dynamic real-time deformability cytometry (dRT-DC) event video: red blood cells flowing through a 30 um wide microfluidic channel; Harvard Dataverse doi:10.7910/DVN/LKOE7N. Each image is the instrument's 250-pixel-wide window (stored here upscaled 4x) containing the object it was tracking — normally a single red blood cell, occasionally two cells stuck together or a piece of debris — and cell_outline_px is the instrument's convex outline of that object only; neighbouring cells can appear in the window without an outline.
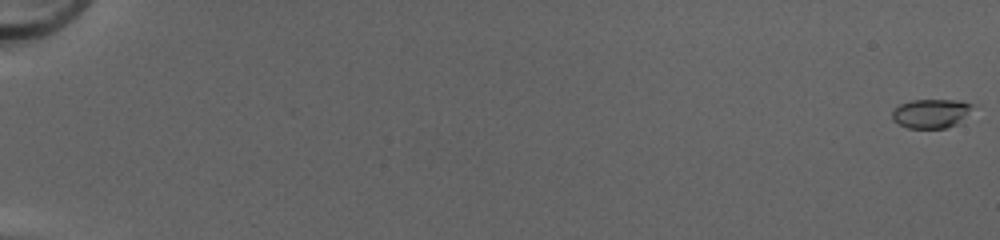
{"species": "common noctule bat (a hibernating species)", "species_latin": "Nyctalus noctula", "temperature_condition": "cold", "stored_images_in_passage": 52, "camera_frame_rate_fps": 3000, "um_per_image_px": 0.085, "animal": {"sex": "female", "body_mass_g": 20.0, "forearm_length_mm": 54.0}, "frame": {"image": 1, "passage_image": 1, "time_ms": 0.0, "image_size_px": [1000, 240], "cell_outline_px": [[976, 104], [956, 124], [948, 128], [908, 128], [892, 120], [892, 112], [900, 104], [912, 100], [960, 100]], "centroid_in_image_um": [79.14, 9.63], "position_along_channel_um": 5.9, "area_um2": 13.53}}
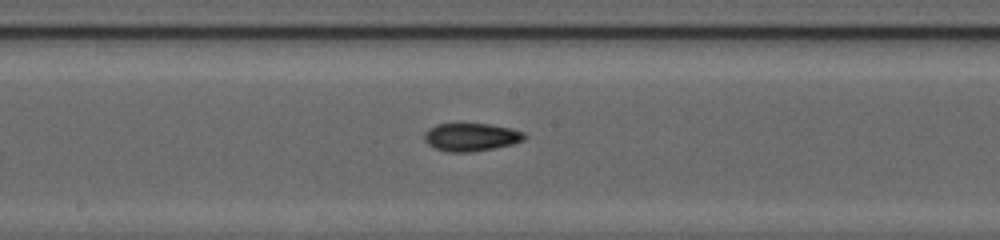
{"frame": {"image": 2, "passage_image": 31, "time_ms": 10.0, "image_size_px": [1000, 240], "cell_outline_px": [[528, 136], [524, 140], [512, 144], [472, 152], [448, 152], [436, 148], [428, 144], [424, 140], [424, 132], [428, 128], [436, 124], [488, 124], [512, 128], [524, 132]], "centroid_in_image_um": [40.05, 11.65], "position_along_channel_um": 208.2, "area_um2": 16.36}}
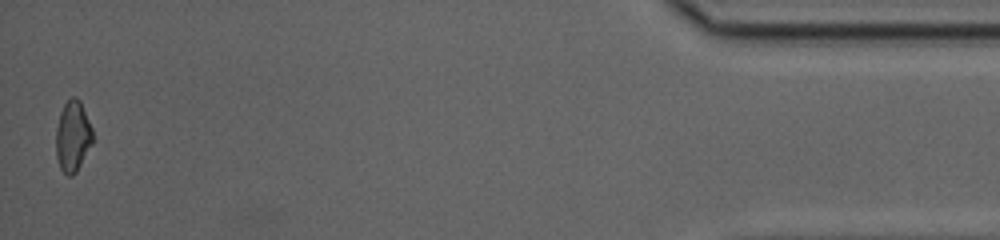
{"frame": {"image": 3, "passage_image": 52, "time_ms": 17.0, "image_size_px": [1000, 240], "cell_outline_px": [[92, 144], [76, 172], [72, 176], [68, 176], [60, 168], [56, 156], [56, 128], [60, 112], [64, 104], [72, 96], [76, 96], [80, 100], [92, 128]], "centroid_in_image_um": [6.18, 11.57], "position_along_channel_um": 429.0, "area_um2": 15.14}, "authors_computed_cell_mechanics": {"area_um2": 15.3459, "velocity_mm_per_s": 4.2513, "shape_relaxation_time_tau1_ms": null, "shape_relaxation_time_tau2_ms": 2.3344, "deformation_change_tau1": null, "deformation_change_tau2": 0.0828}}